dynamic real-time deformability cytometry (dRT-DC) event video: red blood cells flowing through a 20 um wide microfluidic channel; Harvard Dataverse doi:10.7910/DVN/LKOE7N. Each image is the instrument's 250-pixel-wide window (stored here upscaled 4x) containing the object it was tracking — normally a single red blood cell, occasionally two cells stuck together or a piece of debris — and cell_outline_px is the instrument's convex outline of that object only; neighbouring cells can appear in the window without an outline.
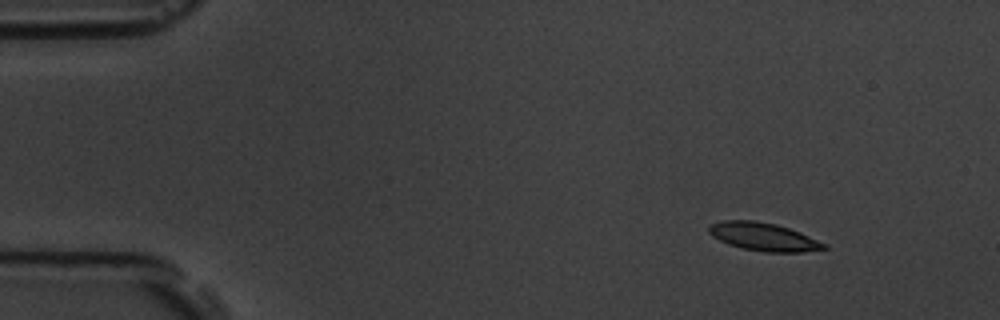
{"species": "common noctule bat (a hibernating species)", "species_latin": "Nyctalus noctula", "temperature_condition": "room temperature", "stored_images_in_passage": 3, "camera_frame_rate_fps": 3000, "um_per_image_px": 0.085, "animal": {"sex": "male", "body_mass_g": 19.5, "forearm_length_mm": 54.6}, "frame": {"image": 1, "passage_image": 1, "time_ms": 0.0, "image_size_px": [1000, 320], "cell_outline_px": [[828, 248], [800, 252], [764, 252], [744, 248], [728, 244], [712, 236], [708, 232], [708, 224], [724, 220], [756, 220], [776, 224], [800, 232], [828, 244]], "centroid_in_image_um": [64.89, 20.11], "position_along_channel_um": 20.1, "area_um2": 18.9}}